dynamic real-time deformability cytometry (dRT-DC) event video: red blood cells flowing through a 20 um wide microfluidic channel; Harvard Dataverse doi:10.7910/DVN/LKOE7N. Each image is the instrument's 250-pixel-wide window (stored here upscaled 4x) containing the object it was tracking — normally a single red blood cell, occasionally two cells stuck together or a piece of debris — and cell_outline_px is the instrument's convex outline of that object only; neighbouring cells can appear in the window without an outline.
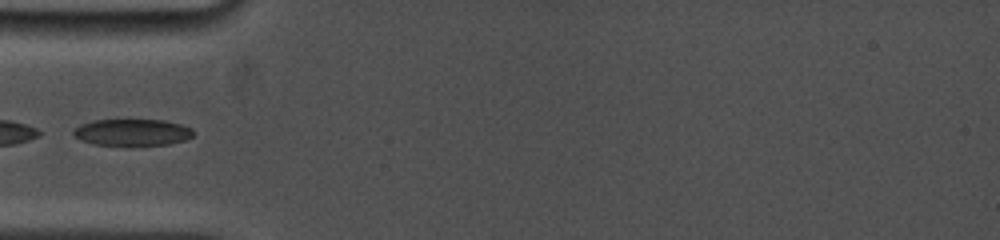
{"species": "common noctule bat (a hibernating species)", "species_latin": "Nyctalus noctula", "temperature_condition": "cold", "stored_images_in_passage": 2, "camera_frame_rate_fps": 5000, "um_per_image_px": 0.085, "animal": {"sex": "female", "body_mass_g": 19.0, "forearm_length_mm": 53.3}, "frame": {"image": 1, "passage_image": 1, "time_ms": 0.0, "image_size_px": [1000, 240], "cell_outline_px": [[196, 132], [192, 136], [184, 140], [168, 144], [132, 148], [92, 144], [80, 140], [72, 132], [80, 124], [92, 120], [164, 120], [180, 124], [192, 128]], "centroid_in_image_um": [11.25, 11.29], "position_along_channel_um": 73.8, "area_um2": 19.42}}